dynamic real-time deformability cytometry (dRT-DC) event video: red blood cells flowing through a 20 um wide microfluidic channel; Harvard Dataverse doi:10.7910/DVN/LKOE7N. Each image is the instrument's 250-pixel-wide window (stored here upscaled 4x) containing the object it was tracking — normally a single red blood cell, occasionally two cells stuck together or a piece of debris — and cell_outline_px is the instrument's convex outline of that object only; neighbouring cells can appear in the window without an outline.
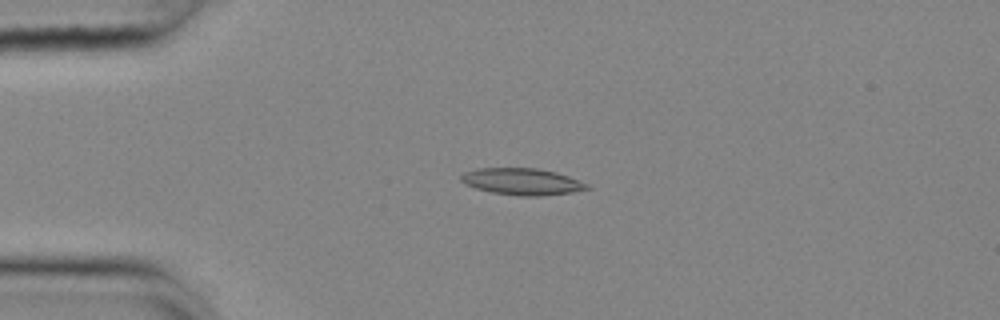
{"species": "common noctule bat (a hibernating species)", "species_latin": "Nyctalus noctula", "temperature_condition": "cold", "stored_images_in_passage": 53, "camera_frame_rate_fps": 3000, "um_per_image_px": 0.085, "animal": {"sex": "female", "body_mass_g": 25.1}, "frame": {"image": 1, "passage_image": 12, "time_ms": 3.667, "image_size_px": [1000, 320], "cell_outline_px": [[592, 188], [572, 192], [536, 196], [520, 196], [492, 192], [476, 188], [464, 184], [460, 180], [460, 176], [464, 172], [476, 168], [536, 168], [556, 172], [580, 180], [588, 184]], "centroid_in_image_um": [44.36, 15.43], "position_along_channel_um": 40.6, "area_um2": 19.59}}
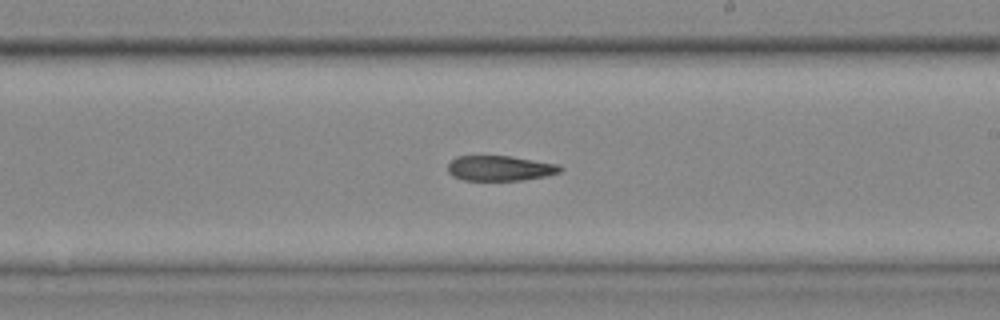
{"frame": {"image": 2, "passage_image": 31, "time_ms": 10.0, "image_size_px": [1000, 320], "cell_outline_px": [[564, 168], [560, 172], [544, 176], [524, 180], [464, 180], [452, 176], [448, 172], [448, 164], [456, 156], [512, 156], [560, 164]], "centroid_in_image_um": [42.52, 14.29], "position_along_channel_um": 246.5, "area_um2": 16.59}}
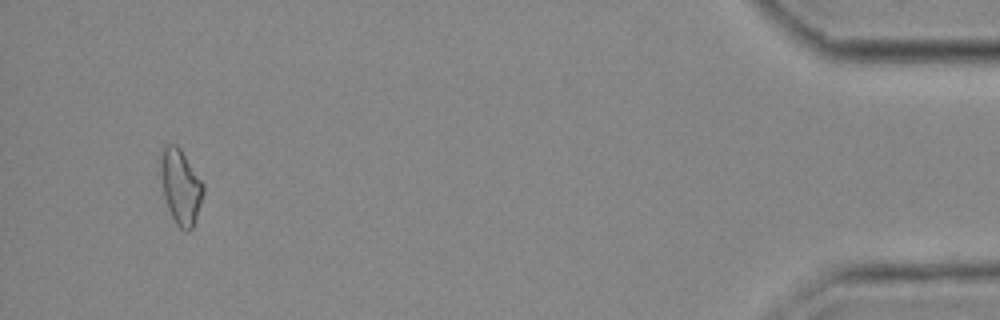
{"frame": {"image": 3, "passage_image": 51, "time_ms": 16.667, "image_size_px": [1000, 320], "cell_outline_px": [[204, 192], [192, 228], [188, 232], [184, 232], [176, 224], [168, 208], [164, 196], [160, 176], [160, 148], [164, 144], [176, 144], [180, 148], [204, 184]], "centroid_in_image_um": [15.32, 15.83], "position_along_channel_um": 419.9, "area_um2": 18.73}}